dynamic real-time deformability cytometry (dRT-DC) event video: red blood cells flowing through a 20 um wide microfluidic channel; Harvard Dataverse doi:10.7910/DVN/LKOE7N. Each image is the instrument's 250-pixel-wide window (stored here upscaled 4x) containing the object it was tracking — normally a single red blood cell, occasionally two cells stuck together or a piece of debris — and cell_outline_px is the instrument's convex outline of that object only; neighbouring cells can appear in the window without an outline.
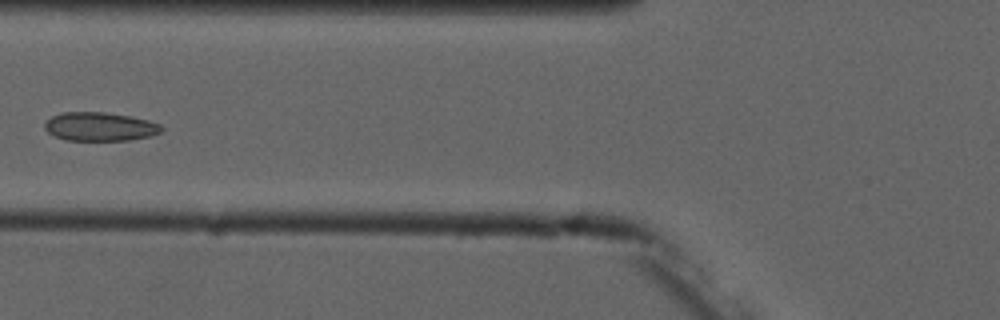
{"species": "common noctule bat (a hibernating species)", "species_latin": "Nyctalus noctula", "temperature_condition": "cold", "stored_images_in_passage": 7, "camera_frame_rate_fps": 3000, "um_per_image_px": 0.085, "animal": {"sex": "male", "forearm_length_mm": 52.5}, "frame": {"image": 1, "passage_image": 6, "time_ms": 7.0, "image_size_px": [1000, 320], "cell_outline_px": [[164, 128], [160, 132], [152, 136], [128, 140], [64, 140], [48, 132], [44, 128], [44, 124], [52, 116], [64, 112], [104, 112], [128, 116], [148, 120], [160, 124]], "centroid_in_image_um": [8.5, 10.76], "position_along_channel_um": 117.3, "area_um2": 19.42}}
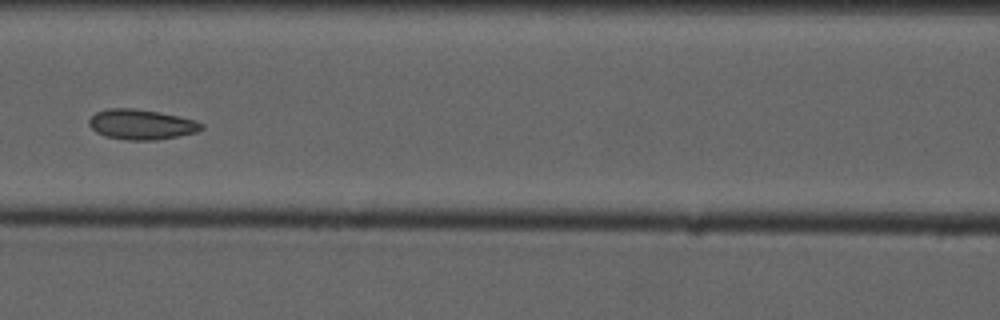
{"frame": {"image": 2, "passage_image": 7, "time_ms": 8.0, "image_size_px": [1000, 320], "cell_outline_px": [[204, 128], [196, 132], [156, 140], [128, 140], [104, 136], [96, 132], [88, 124], [88, 120], [96, 112], [108, 108], [132, 108], [160, 112], [196, 120], [204, 124]], "centroid_in_image_um": [12.01, 10.57], "position_along_channel_um": 154.6, "area_um2": 19.77}}